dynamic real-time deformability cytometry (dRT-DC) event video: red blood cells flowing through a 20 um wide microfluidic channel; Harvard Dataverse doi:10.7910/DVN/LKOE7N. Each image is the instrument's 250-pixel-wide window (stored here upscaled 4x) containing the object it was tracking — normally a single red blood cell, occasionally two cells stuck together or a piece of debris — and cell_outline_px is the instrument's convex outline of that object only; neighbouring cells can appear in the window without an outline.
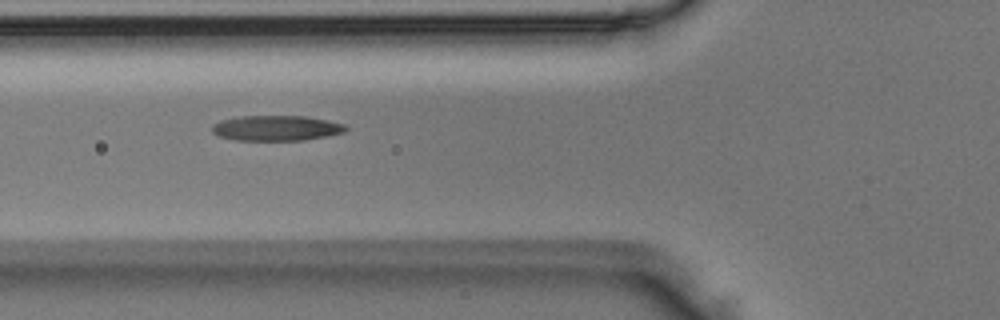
{"species": "Egyptian fruit bat (a non-hibernating species)", "species_latin": "Rousettus aegyptiacus", "temperature_condition": "room temperature", "stored_images_in_passage": 5, "camera_frame_rate_fps": 3000, "um_per_image_px": 0.085, "animal": {"sex": "male"}, "frame": {"image": 1, "passage_image": 3, "time_ms": 0.667, "image_size_px": [1000, 320], "cell_outline_px": [[348, 128], [344, 132], [328, 136], [304, 140], [236, 140], [220, 136], [212, 132], [212, 124], [220, 120], [240, 116], [304, 116], [328, 120], [344, 124]], "centroid_in_image_um": [23.49, 10.88], "position_along_channel_um": 102.3, "area_um2": 19.71}}
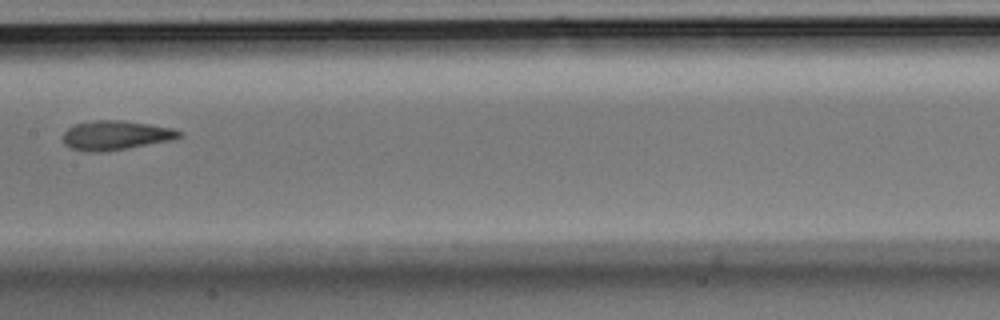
{"frame": {"image": 2, "passage_image": 5, "time_ms": 1.333, "image_size_px": [1000, 320], "cell_outline_px": [[184, 136], [172, 140], [128, 148], [104, 152], [84, 152], [72, 148], [64, 144], [64, 132], [68, 128], [76, 124], [96, 120], [120, 120], [148, 124], [172, 128], [180, 132]], "centroid_in_image_um": [9.84, 11.51], "position_along_channel_um": 197.6, "area_um2": 19.77}}